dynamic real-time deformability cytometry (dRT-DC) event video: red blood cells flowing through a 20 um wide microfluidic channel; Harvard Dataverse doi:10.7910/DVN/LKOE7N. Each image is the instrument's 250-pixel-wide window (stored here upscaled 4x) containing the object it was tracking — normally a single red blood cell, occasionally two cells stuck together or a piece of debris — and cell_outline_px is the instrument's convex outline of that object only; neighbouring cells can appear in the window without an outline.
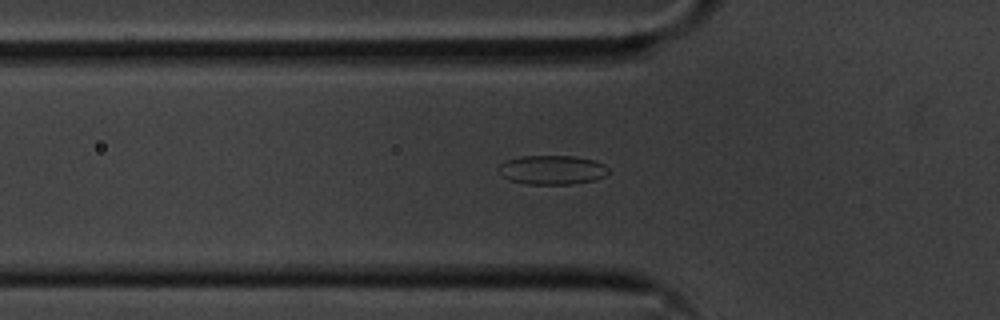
{"species": "common noctule bat (a hibernating species)", "species_latin": "Nyctalus noctula", "temperature_condition": "cold", "stored_images_in_passage": 43, "segment_of_instrument_passage": [1, 2], "camera_frame_rate_fps": 3000, "um_per_image_px": 0.085, "animal": {"sex": "male", "body_mass_g": 20.1, "forearm_length_mm": 53.5}, "frame": {"image": 1, "passage_image": 15, "time_ms": 4.667, "image_size_px": [1000, 320], "cell_outline_px": [[608, 172], [604, 176], [596, 180], [572, 184], [528, 184], [508, 180], [496, 168], [504, 160], [520, 156], [576, 156], [596, 160], [604, 164], [608, 168]], "centroid_in_image_um": [46.93, 14.43], "position_along_channel_um": 78.9, "area_um2": 18.9}}
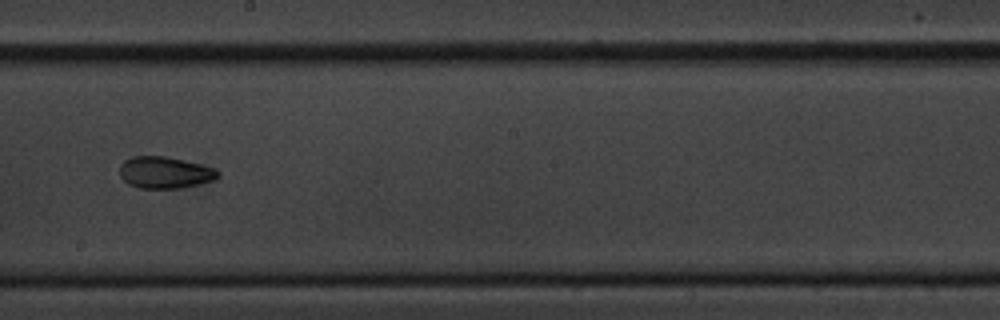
{"frame": {"image": 2, "passage_image": 28, "time_ms": 9.0, "image_size_px": [1000, 320], "cell_outline_px": [[220, 176], [216, 180], [200, 184], [180, 188], [140, 188], [128, 184], [120, 176], [120, 164], [124, 160], [132, 156], [164, 156], [184, 160], [216, 168], [220, 172]], "centroid_in_image_um": [14.04, 14.66], "position_along_channel_um": 234.2, "area_um2": 18.38}}
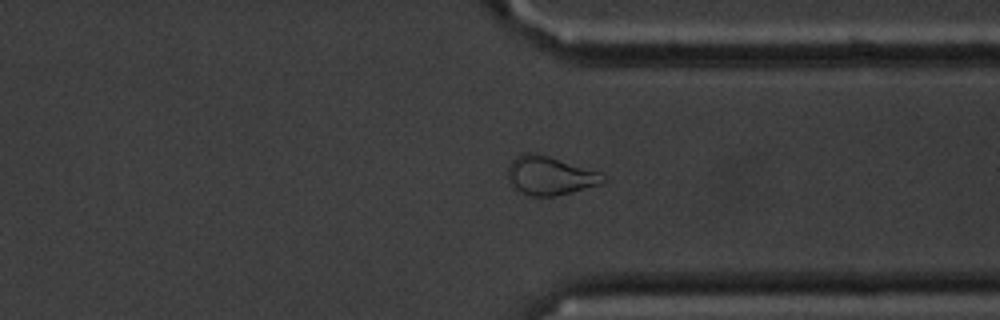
{"frame": {"image": 3, "passage_image": 39, "time_ms": 12.667, "image_size_px": [1000, 320], "cell_outline_px": [[608, 180], [604, 184], [556, 196], [528, 196], [512, 188], [508, 180], [508, 168], [512, 160], [516, 156], [524, 152], [532, 152], [548, 156], [600, 172]], "centroid_in_image_um": [46.74, 14.95], "position_along_channel_um": 364.7, "area_um2": 21.73}}